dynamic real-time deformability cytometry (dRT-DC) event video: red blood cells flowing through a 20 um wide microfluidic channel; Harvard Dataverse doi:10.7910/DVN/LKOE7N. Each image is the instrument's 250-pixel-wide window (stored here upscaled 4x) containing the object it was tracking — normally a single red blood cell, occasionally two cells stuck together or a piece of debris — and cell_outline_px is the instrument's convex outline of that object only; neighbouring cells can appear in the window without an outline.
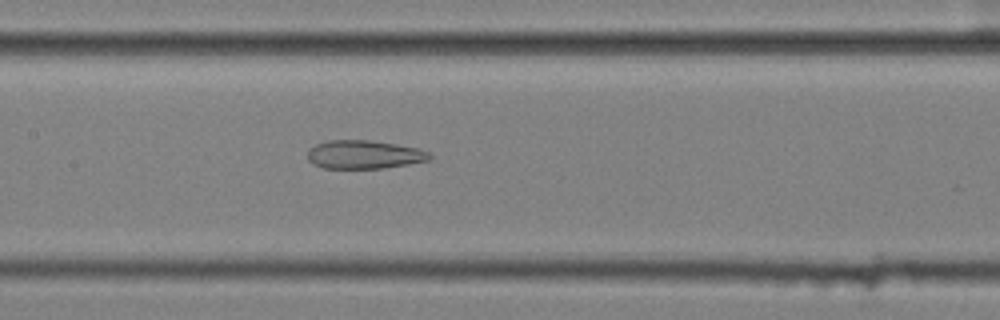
{"species": "common noctule bat (a hibernating species)", "species_latin": "Nyctalus noctula", "temperature_condition": "cold", "stored_images_in_passage": 57, "camera_frame_rate_fps": 3000, "um_per_image_px": 0.085, "animal": {"sex": "female", "body_mass_g": 25.1}, "frame": {"image": 1, "passage_image": 28, "time_ms": 9.0, "image_size_px": [1000, 320], "cell_outline_px": [[432, 156], [428, 160], [408, 164], [384, 168], [324, 168], [312, 164], [308, 160], [308, 148], [316, 144], [328, 140], [368, 140], [396, 144], [420, 148], [428, 152]], "centroid_in_image_um": [30.93, 13.13], "position_along_channel_um": 176.5, "area_um2": 20.29}}
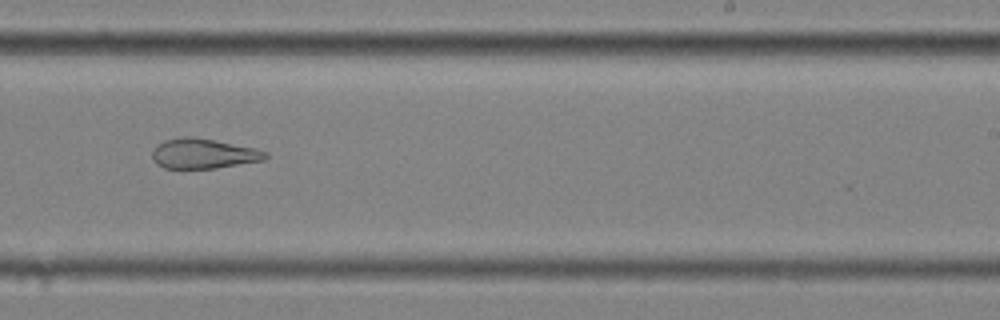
{"frame": {"image": 2, "passage_image": 36, "time_ms": 11.667, "image_size_px": [1000, 320], "cell_outline_px": [[268, 156], [264, 160], [216, 168], [164, 168], [156, 164], [152, 156], [152, 152], [156, 144], [164, 140], [184, 136], [192, 136], [256, 148], [268, 152]], "centroid_in_image_um": [17.28, 13.05], "position_along_channel_um": 271.7, "area_um2": 19.83}}
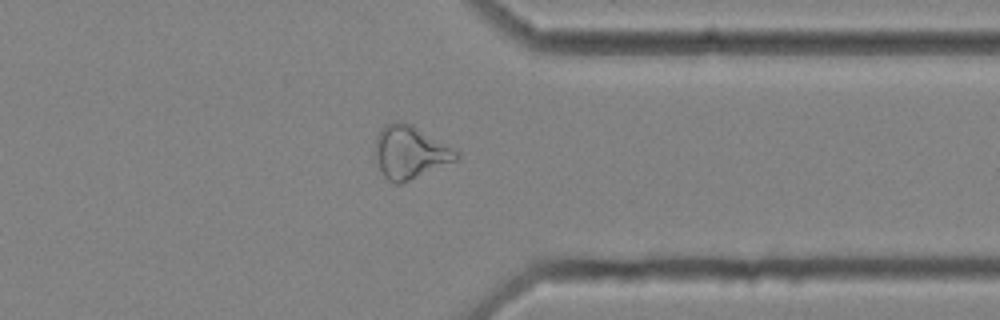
{"frame": {"image": 3, "passage_image": 45, "time_ms": 14.667, "image_size_px": [1000, 320], "cell_outline_px": [[460, 156], [456, 160], [400, 184], [396, 184], [388, 180], [384, 176], [380, 168], [376, 156], [376, 136], [384, 124], [392, 120], [396, 120], [412, 124], [460, 152]], "centroid_in_image_um": [34.85, 12.91], "position_along_channel_um": 376.6, "area_um2": 24.8}, "authors_computed_cell_mechanics": {"area_um2": 27.166, "velocity_mm_per_s": 3.5826, "shape_relaxation_time_tau1_ms": null, "shape_relaxation_time_tau2_ms": 3.1572, "deformation_change_tau1": null, "deformation_change_tau2": 0.1295}}